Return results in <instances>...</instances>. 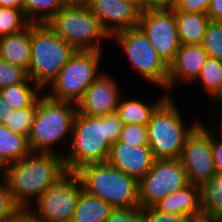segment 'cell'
Returning <instances> with one entry per match:
<instances>
[{
    "label": "cell",
    "mask_w": 222,
    "mask_h": 222,
    "mask_svg": "<svg viewBox=\"0 0 222 222\" xmlns=\"http://www.w3.org/2000/svg\"><path fill=\"white\" fill-rule=\"evenodd\" d=\"M123 125L116 113L92 117L77 111L71 147L63 156L66 171L75 172L87 164L107 162L111 145L119 140Z\"/></svg>",
    "instance_id": "cell-1"
},
{
    "label": "cell",
    "mask_w": 222,
    "mask_h": 222,
    "mask_svg": "<svg viewBox=\"0 0 222 222\" xmlns=\"http://www.w3.org/2000/svg\"><path fill=\"white\" fill-rule=\"evenodd\" d=\"M66 173L63 156L31 152L8 165L2 177L9 183L15 203L22 210H28L31 199L37 200Z\"/></svg>",
    "instance_id": "cell-2"
},
{
    "label": "cell",
    "mask_w": 222,
    "mask_h": 222,
    "mask_svg": "<svg viewBox=\"0 0 222 222\" xmlns=\"http://www.w3.org/2000/svg\"><path fill=\"white\" fill-rule=\"evenodd\" d=\"M74 173L86 193L102 199L111 207L140 206L138 181L108 162L87 164Z\"/></svg>",
    "instance_id": "cell-3"
},
{
    "label": "cell",
    "mask_w": 222,
    "mask_h": 222,
    "mask_svg": "<svg viewBox=\"0 0 222 222\" xmlns=\"http://www.w3.org/2000/svg\"><path fill=\"white\" fill-rule=\"evenodd\" d=\"M77 50L47 23L31 24V59L28 78L40 91L57 80L58 73Z\"/></svg>",
    "instance_id": "cell-4"
},
{
    "label": "cell",
    "mask_w": 222,
    "mask_h": 222,
    "mask_svg": "<svg viewBox=\"0 0 222 222\" xmlns=\"http://www.w3.org/2000/svg\"><path fill=\"white\" fill-rule=\"evenodd\" d=\"M77 113V105L71 102L57 101L46 94L37 99V107L33 118L28 143L31 152L54 153L53 145L64 141L68 133H72L73 122Z\"/></svg>",
    "instance_id": "cell-5"
},
{
    "label": "cell",
    "mask_w": 222,
    "mask_h": 222,
    "mask_svg": "<svg viewBox=\"0 0 222 222\" xmlns=\"http://www.w3.org/2000/svg\"><path fill=\"white\" fill-rule=\"evenodd\" d=\"M200 123L185 127L175 102L168 96L147 124L148 146L154 159H180L187 136Z\"/></svg>",
    "instance_id": "cell-6"
},
{
    "label": "cell",
    "mask_w": 222,
    "mask_h": 222,
    "mask_svg": "<svg viewBox=\"0 0 222 222\" xmlns=\"http://www.w3.org/2000/svg\"><path fill=\"white\" fill-rule=\"evenodd\" d=\"M47 24L76 50L102 51L100 39H111L85 3L65 4Z\"/></svg>",
    "instance_id": "cell-7"
},
{
    "label": "cell",
    "mask_w": 222,
    "mask_h": 222,
    "mask_svg": "<svg viewBox=\"0 0 222 222\" xmlns=\"http://www.w3.org/2000/svg\"><path fill=\"white\" fill-rule=\"evenodd\" d=\"M102 51L77 50L58 73L57 80L46 95L57 101L77 105L90 84L101 74Z\"/></svg>",
    "instance_id": "cell-8"
},
{
    "label": "cell",
    "mask_w": 222,
    "mask_h": 222,
    "mask_svg": "<svg viewBox=\"0 0 222 222\" xmlns=\"http://www.w3.org/2000/svg\"><path fill=\"white\" fill-rule=\"evenodd\" d=\"M129 58L132 67L149 82L167 90L168 65L137 26L112 36Z\"/></svg>",
    "instance_id": "cell-9"
},
{
    "label": "cell",
    "mask_w": 222,
    "mask_h": 222,
    "mask_svg": "<svg viewBox=\"0 0 222 222\" xmlns=\"http://www.w3.org/2000/svg\"><path fill=\"white\" fill-rule=\"evenodd\" d=\"M82 190L77 175L67 172L35 201L37 209L28 211L41 222H71Z\"/></svg>",
    "instance_id": "cell-10"
},
{
    "label": "cell",
    "mask_w": 222,
    "mask_h": 222,
    "mask_svg": "<svg viewBox=\"0 0 222 222\" xmlns=\"http://www.w3.org/2000/svg\"><path fill=\"white\" fill-rule=\"evenodd\" d=\"M138 27L169 66L181 45L174 10L169 5L145 7L141 10Z\"/></svg>",
    "instance_id": "cell-11"
},
{
    "label": "cell",
    "mask_w": 222,
    "mask_h": 222,
    "mask_svg": "<svg viewBox=\"0 0 222 222\" xmlns=\"http://www.w3.org/2000/svg\"><path fill=\"white\" fill-rule=\"evenodd\" d=\"M180 159H154L149 172L138 182L140 207H154L166 195L187 186Z\"/></svg>",
    "instance_id": "cell-12"
},
{
    "label": "cell",
    "mask_w": 222,
    "mask_h": 222,
    "mask_svg": "<svg viewBox=\"0 0 222 222\" xmlns=\"http://www.w3.org/2000/svg\"><path fill=\"white\" fill-rule=\"evenodd\" d=\"M180 161L188 183L202 186L216 175L212 156V135L201 122L187 136Z\"/></svg>",
    "instance_id": "cell-13"
},
{
    "label": "cell",
    "mask_w": 222,
    "mask_h": 222,
    "mask_svg": "<svg viewBox=\"0 0 222 222\" xmlns=\"http://www.w3.org/2000/svg\"><path fill=\"white\" fill-rule=\"evenodd\" d=\"M85 4L110 37L138 26L141 10L134 3L122 0H86Z\"/></svg>",
    "instance_id": "cell-14"
},
{
    "label": "cell",
    "mask_w": 222,
    "mask_h": 222,
    "mask_svg": "<svg viewBox=\"0 0 222 222\" xmlns=\"http://www.w3.org/2000/svg\"><path fill=\"white\" fill-rule=\"evenodd\" d=\"M114 80L105 72L101 73L85 91L83 99L77 104V111L92 117L116 113L121 93Z\"/></svg>",
    "instance_id": "cell-15"
},
{
    "label": "cell",
    "mask_w": 222,
    "mask_h": 222,
    "mask_svg": "<svg viewBox=\"0 0 222 222\" xmlns=\"http://www.w3.org/2000/svg\"><path fill=\"white\" fill-rule=\"evenodd\" d=\"M154 158L149 146H131L117 141L111 145L107 162L138 182L149 172Z\"/></svg>",
    "instance_id": "cell-16"
},
{
    "label": "cell",
    "mask_w": 222,
    "mask_h": 222,
    "mask_svg": "<svg viewBox=\"0 0 222 222\" xmlns=\"http://www.w3.org/2000/svg\"><path fill=\"white\" fill-rule=\"evenodd\" d=\"M208 58L201 45H180L174 60L168 66L167 92L180 80H197Z\"/></svg>",
    "instance_id": "cell-17"
},
{
    "label": "cell",
    "mask_w": 222,
    "mask_h": 222,
    "mask_svg": "<svg viewBox=\"0 0 222 222\" xmlns=\"http://www.w3.org/2000/svg\"><path fill=\"white\" fill-rule=\"evenodd\" d=\"M154 207L163 213L187 215L194 220L201 219V187L189 183L184 188L166 195Z\"/></svg>",
    "instance_id": "cell-18"
},
{
    "label": "cell",
    "mask_w": 222,
    "mask_h": 222,
    "mask_svg": "<svg viewBox=\"0 0 222 222\" xmlns=\"http://www.w3.org/2000/svg\"><path fill=\"white\" fill-rule=\"evenodd\" d=\"M0 59L28 71L31 59V24L21 32L0 37Z\"/></svg>",
    "instance_id": "cell-19"
},
{
    "label": "cell",
    "mask_w": 222,
    "mask_h": 222,
    "mask_svg": "<svg viewBox=\"0 0 222 222\" xmlns=\"http://www.w3.org/2000/svg\"><path fill=\"white\" fill-rule=\"evenodd\" d=\"M181 45H201L210 21L207 14L175 12Z\"/></svg>",
    "instance_id": "cell-20"
},
{
    "label": "cell",
    "mask_w": 222,
    "mask_h": 222,
    "mask_svg": "<svg viewBox=\"0 0 222 222\" xmlns=\"http://www.w3.org/2000/svg\"><path fill=\"white\" fill-rule=\"evenodd\" d=\"M31 153L28 138L14 135L4 124H0V169L17 162Z\"/></svg>",
    "instance_id": "cell-21"
},
{
    "label": "cell",
    "mask_w": 222,
    "mask_h": 222,
    "mask_svg": "<svg viewBox=\"0 0 222 222\" xmlns=\"http://www.w3.org/2000/svg\"><path fill=\"white\" fill-rule=\"evenodd\" d=\"M170 95H163L156 103L147 104L139 99H121L116 114L124 125H147L156 108Z\"/></svg>",
    "instance_id": "cell-22"
},
{
    "label": "cell",
    "mask_w": 222,
    "mask_h": 222,
    "mask_svg": "<svg viewBox=\"0 0 222 222\" xmlns=\"http://www.w3.org/2000/svg\"><path fill=\"white\" fill-rule=\"evenodd\" d=\"M112 209L107 202L82 190L71 222H106Z\"/></svg>",
    "instance_id": "cell-23"
},
{
    "label": "cell",
    "mask_w": 222,
    "mask_h": 222,
    "mask_svg": "<svg viewBox=\"0 0 222 222\" xmlns=\"http://www.w3.org/2000/svg\"><path fill=\"white\" fill-rule=\"evenodd\" d=\"M202 218L222 219V174L214 175L201 186Z\"/></svg>",
    "instance_id": "cell-24"
},
{
    "label": "cell",
    "mask_w": 222,
    "mask_h": 222,
    "mask_svg": "<svg viewBox=\"0 0 222 222\" xmlns=\"http://www.w3.org/2000/svg\"><path fill=\"white\" fill-rule=\"evenodd\" d=\"M32 81L28 78L25 82L10 85L0 89L3 100L11 109H21L31 106L40 96L37 95L40 89L34 84L30 86ZM39 90V91H38Z\"/></svg>",
    "instance_id": "cell-25"
},
{
    "label": "cell",
    "mask_w": 222,
    "mask_h": 222,
    "mask_svg": "<svg viewBox=\"0 0 222 222\" xmlns=\"http://www.w3.org/2000/svg\"><path fill=\"white\" fill-rule=\"evenodd\" d=\"M21 3L31 24L48 23L65 5L62 0H21Z\"/></svg>",
    "instance_id": "cell-26"
},
{
    "label": "cell",
    "mask_w": 222,
    "mask_h": 222,
    "mask_svg": "<svg viewBox=\"0 0 222 222\" xmlns=\"http://www.w3.org/2000/svg\"><path fill=\"white\" fill-rule=\"evenodd\" d=\"M37 107V100L28 107L21 109L8 108L6 124L14 135H23L28 138L33 123L34 114Z\"/></svg>",
    "instance_id": "cell-27"
},
{
    "label": "cell",
    "mask_w": 222,
    "mask_h": 222,
    "mask_svg": "<svg viewBox=\"0 0 222 222\" xmlns=\"http://www.w3.org/2000/svg\"><path fill=\"white\" fill-rule=\"evenodd\" d=\"M196 81L202 84L209 97H213L222 84V61L209 57Z\"/></svg>",
    "instance_id": "cell-28"
},
{
    "label": "cell",
    "mask_w": 222,
    "mask_h": 222,
    "mask_svg": "<svg viewBox=\"0 0 222 222\" xmlns=\"http://www.w3.org/2000/svg\"><path fill=\"white\" fill-rule=\"evenodd\" d=\"M30 24L22 9L0 7V37L21 32Z\"/></svg>",
    "instance_id": "cell-29"
},
{
    "label": "cell",
    "mask_w": 222,
    "mask_h": 222,
    "mask_svg": "<svg viewBox=\"0 0 222 222\" xmlns=\"http://www.w3.org/2000/svg\"><path fill=\"white\" fill-rule=\"evenodd\" d=\"M201 46L208 56L222 61V22L210 20Z\"/></svg>",
    "instance_id": "cell-30"
},
{
    "label": "cell",
    "mask_w": 222,
    "mask_h": 222,
    "mask_svg": "<svg viewBox=\"0 0 222 222\" xmlns=\"http://www.w3.org/2000/svg\"><path fill=\"white\" fill-rule=\"evenodd\" d=\"M0 182V222H8L22 209L15 203L9 183L2 177Z\"/></svg>",
    "instance_id": "cell-31"
},
{
    "label": "cell",
    "mask_w": 222,
    "mask_h": 222,
    "mask_svg": "<svg viewBox=\"0 0 222 222\" xmlns=\"http://www.w3.org/2000/svg\"><path fill=\"white\" fill-rule=\"evenodd\" d=\"M28 79L25 69L0 59V89L23 83Z\"/></svg>",
    "instance_id": "cell-32"
},
{
    "label": "cell",
    "mask_w": 222,
    "mask_h": 222,
    "mask_svg": "<svg viewBox=\"0 0 222 222\" xmlns=\"http://www.w3.org/2000/svg\"><path fill=\"white\" fill-rule=\"evenodd\" d=\"M119 141L131 146H148L147 125H123Z\"/></svg>",
    "instance_id": "cell-33"
},
{
    "label": "cell",
    "mask_w": 222,
    "mask_h": 222,
    "mask_svg": "<svg viewBox=\"0 0 222 222\" xmlns=\"http://www.w3.org/2000/svg\"><path fill=\"white\" fill-rule=\"evenodd\" d=\"M141 222H194L187 215L163 213L155 207H141Z\"/></svg>",
    "instance_id": "cell-34"
},
{
    "label": "cell",
    "mask_w": 222,
    "mask_h": 222,
    "mask_svg": "<svg viewBox=\"0 0 222 222\" xmlns=\"http://www.w3.org/2000/svg\"><path fill=\"white\" fill-rule=\"evenodd\" d=\"M211 0H173L169 6L174 12L207 14Z\"/></svg>",
    "instance_id": "cell-35"
},
{
    "label": "cell",
    "mask_w": 222,
    "mask_h": 222,
    "mask_svg": "<svg viewBox=\"0 0 222 222\" xmlns=\"http://www.w3.org/2000/svg\"><path fill=\"white\" fill-rule=\"evenodd\" d=\"M106 222H141V207L113 208Z\"/></svg>",
    "instance_id": "cell-36"
},
{
    "label": "cell",
    "mask_w": 222,
    "mask_h": 222,
    "mask_svg": "<svg viewBox=\"0 0 222 222\" xmlns=\"http://www.w3.org/2000/svg\"><path fill=\"white\" fill-rule=\"evenodd\" d=\"M212 156L215 171L222 174V138L212 136Z\"/></svg>",
    "instance_id": "cell-37"
},
{
    "label": "cell",
    "mask_w": 222,
    "mask_h": 222,
    "mask_svg": "<svg viewBox=\"0 0 222 222\" xmlns=\"http://www.w3.org/2000/svg\"><path fill=\"white\" fill-rule=\"evenodd\" d=\"M207 15L212 21L222 22V0H211Z\"/></svg>",
    "instance_id": "cell-38"
},
{
    "label": "cell",
    "mask_w": 222,
    "mask_h": 222,
    "mask_svg": "<svg viewBox=\"0 0 222 222\" xmlns=\"http://www.w3.org/2000/svg\"><path fill=\"white\" fill-rule=\"evenodd\" d=\"M8 222H41L28 210H21L13 219Z\"/></svg>",
    "instance_id": "cell-39"
},
{
    "label": "cell",
    "mask_w": 222,
    "mask_h": 222,
    "mask_svg": "<svg viewBox=\"0 0 222 222\" xmlns=\"http://www.w3.org/2000/svg\"><path fill=\"white\" fill-rule=\"evenodd\" d=\"M10 106L3 100L0 94V124H6V115Z\"/></svg>",
    "instance_id": "cell-40"
},
{
    "label": "cell",
    "mask_w": 222,
    "mask_h": 222,
    "mask_svg": "<svg viewBox=\"0 0 222 222\" xmlns=\"http://www.w3.org/2000/svg\"><path fill=\"white\" fill-rule=\"evenodd\" d=\"M0 7L22 9L21 0H0Z\"/></svg>",
    "instance_id": "cell-41"
},
{
    "label": "cell",
    "mask_w": 222,
    "mask_h": 222,
    "mask_svg": "<svg viewBox=\"0 0 222 222\" xmlns=\"http://www.w3.org/2000/svg\"><path fill=\"white\" fill-rule=\"evenodd\" d=\"M212 100H214V102L216 103V106L214 105V107L212 106V109L210 112L212 113H216L218 111V104H222V84L220 86V88L218 89V91L216 92V94L211 98ZM217 109V110H216Z\"/></svg>",
    "instance_id": "cell-42"
},
{
    "label": "cell",
    "mask_w": 222,
    "mask_h": 222,
    "mask_svg": "<svg viewBox=\"0 0 222 222\" xmlns=\"http://www.w3.org/2000/svg\"><path fill=\"white\" fill-rule=\"evenodd\" d=\"M145 7L165 6L166 0H139Z\"/></svg>",
    "instance_id": "cell-43"
},
{
    "label": "cell",
    "mask_w": 222,
    "mask_h": 222,
    "mask_svg": "<svg viewBox=\"0 0 222 222\" xmlns=\"http://www.w3.org/2000/svg\"><path fill=\"white\" fill-rule=\"evenodd\" d=\"M220 106L218 107V108H222V104H219ZM221 125H219V129L218 130H220L219 131V133H218V130L216 129V130H213L212 132L210 131V129H207L208 131H209V133L212 135V136H216V135H218L220 138H222V118H221V123H220ZM215 132H217V133H215Z\"/></svg>",
    "instance_id": "cell-44"
},
{
    "label": "cell",
    "mask_w": 222,
    "mask_h": 222,
    "mask_svg": "<svg viewBox=\"0 0 222 222\" xmlns=\"http://www.w3.org/2000/svg\"><path fill=\"white\" fill-rule=\"evenodd\" d=\"M128 3H134L140 10L144 9L145 6L139 0H122Z\"/></svg>",
    "instance_id": "cell-45"
},
{
    "label": "cell",
    "mask_w": 222,
    "mask_h": 222,
    "mask_svg": "<svg viewBox=\"0 0 222 222\" xmlns=\"http://www.w3.org/2000/svg\"><path fill=\"white\" fill-rule=\"evenodd\" d=\"M65 4H81L85 3L86 0H62Z\"/></svg>",
    "instance_id": "cell-46"
},
{
    "label": "cell",
    "mask_w": 222,
    "mask_h": 222,
    "mask_svg": "<svg viewBox=\"0 0 222 222\" xmlns=\"http://www.w3.org/2000/svg\"><path fill=\"white\" fill-rule=\"evenodd\" d=\"M194 222H220V220H208V219L201 218V219L194 220Z\"/></svg>",
    "instance_id": "cell-47"
},
{
    "label": "cell",
    "mask_w": 222,
    "mask_h": 222,
    "mask_svg": "<svg viewBox=\"0 0 222 222\" xmlns=\"http://www.w3.org/2000/svg\"><path fill=\"white\" fill-rule=\"evenodd\" d=\"M173 0H166V5H169Z\"/></svg>",
    "instance_id": "cell-48"
}]
</instances>
